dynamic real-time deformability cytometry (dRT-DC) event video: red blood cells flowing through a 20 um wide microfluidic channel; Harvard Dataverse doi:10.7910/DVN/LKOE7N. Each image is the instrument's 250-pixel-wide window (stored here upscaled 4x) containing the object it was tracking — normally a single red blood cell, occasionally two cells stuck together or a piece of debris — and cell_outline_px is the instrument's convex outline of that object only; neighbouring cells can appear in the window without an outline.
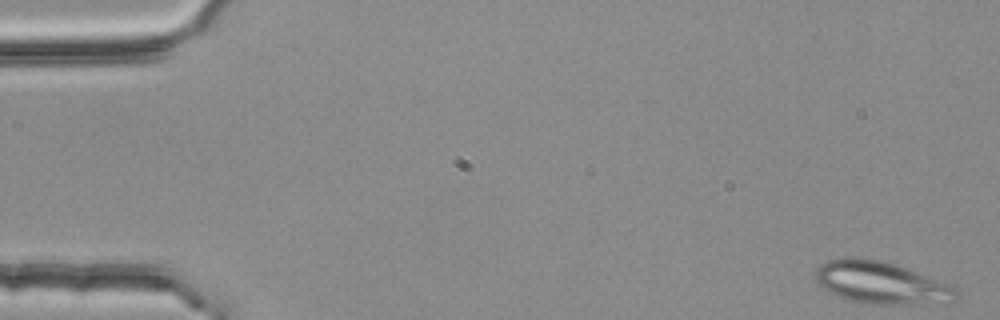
{"species": "common noctule bat (a hibernating species)", "species_latin": "Nyctalus noctula", "temperature_condition": "room temperature", "stored_images_in_passage": 4, "camera_frame_rate_fps": 3000, "um_per_image_px": 0.085, "animal": {"sex": "female", "body_mass_g": 25.1}, "frame": {"image": 1, "passage_image": 1, "time_ms": 0.0, "image_size_px": [1000, 320], "cell_outline_px": [[960, 296], [956, 300], [944, 304], [872, 304], [844, 300], [836, 296], [824, 288], [816, 280], [816, 268], [824, 260], [844, 256], [856, 256], [880, 260], [952, 284], [956, 288]], "centroid_in_image_um": [74.91, 24.04], "position_along_channel_um": 10.1, "area_um2": 35.32}}